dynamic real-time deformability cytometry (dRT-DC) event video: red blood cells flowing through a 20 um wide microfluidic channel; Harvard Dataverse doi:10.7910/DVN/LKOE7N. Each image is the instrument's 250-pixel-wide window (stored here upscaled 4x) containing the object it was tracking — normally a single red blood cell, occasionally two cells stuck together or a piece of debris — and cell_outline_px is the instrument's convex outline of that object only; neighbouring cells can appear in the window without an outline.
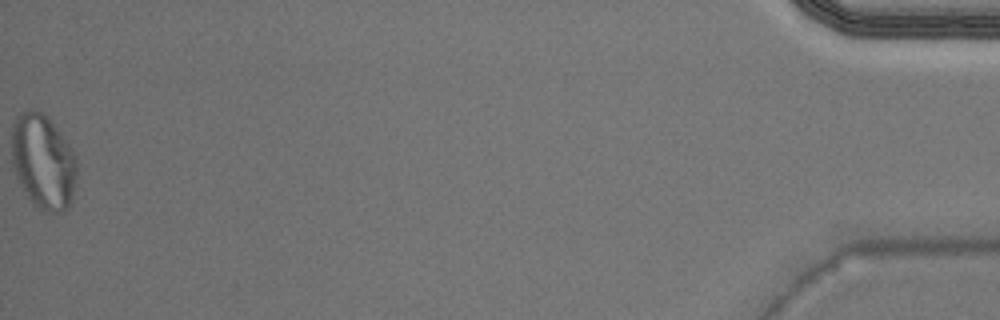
{"species": "Egyptian fruit bat (a non-hibernating species)", "species_latin": "Rousettus aegyptiacus", "temperature_condition": "warm", "stored_images_in_passage": 31, "camera_frame_rate_fps": 3000, "um_per_image_px": 0.085, "animal": {"sex": "male"}, "frame": {"image": 1, "passage_image": 31, "time_ms": 10.0, "image_size_px": [1000, 320], "cell_outline_px": [[76, 176], [72, 204], [60, 212], [48, 212], [32, 204], [20, 184], [16, 176], [12, 164], [12, 124], [16, 116], [20, 112], [28, 108], [32, 108], [48, 116], [76, 152]], "centroid_in_image_um": [3.68, 13.71], "position_along_channel_um": 431.5, "area_um2": 36.59}}